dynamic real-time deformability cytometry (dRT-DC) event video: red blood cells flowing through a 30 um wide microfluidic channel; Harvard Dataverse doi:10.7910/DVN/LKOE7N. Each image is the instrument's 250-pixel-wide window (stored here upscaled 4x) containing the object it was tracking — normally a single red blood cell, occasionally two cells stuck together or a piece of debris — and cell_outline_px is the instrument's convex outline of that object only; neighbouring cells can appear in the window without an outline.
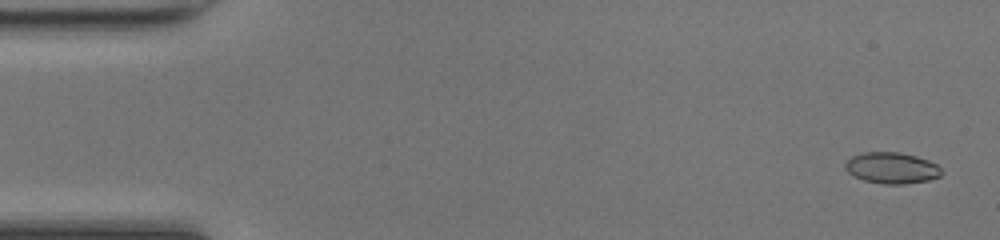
{"species": "common noctule bat (a hibernating species)", "species_latin": "Nyctalus noctula", "temperature_condition": "room temperature", "stored_images_in_passage": 48, "camera_frame_rate_fps": 3000, "um_per_image_px": 0.085, "animal": {"sex": "female", "body_mass_g": 17.0, "forearm_length_mm": 48.0}, "frame": {"image": 1, "passage_image": 2, "time_ms": 0.333, "image_size_px": [1000, 240], "cell_outline_px": [[944, 172], [940, 176], [928, 180], [904, 184], [884, 184], [864, 180], [848, 172], [844, 168], [844, 164], [852, 156], [860, 152], [900, 152], [916, 156], [928, 160], [936, 164]], "centroid_in_image_um": [75.8, 14.27], "position_along_channel_um": 9.2, "area_um2": 17.51}}
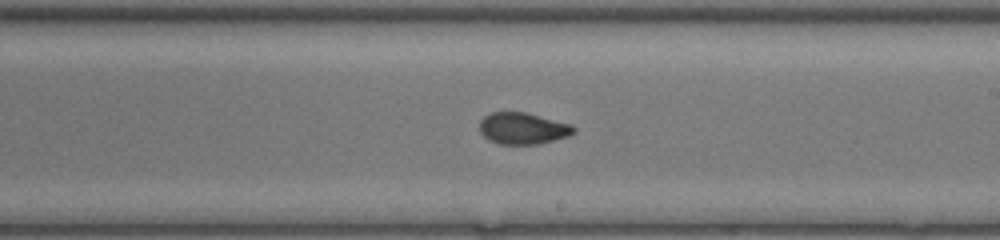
{"frame": {"image": 2, "passage_image": 28, "time_ms": 9.0, "image_size_px": [1000, 240], "cell_outline_px": [[576, 132], [568, 136], [536, 144], [500, 144], [488, 140], [480, 132], [480, 120], [484, 116], [492, 112], [528, 112], [572, 124], [576, 128]], "centroid_in_image_um": [44.45, 10.9], "position_along_channel_um": 244.5, "area_um2": 17.46}}
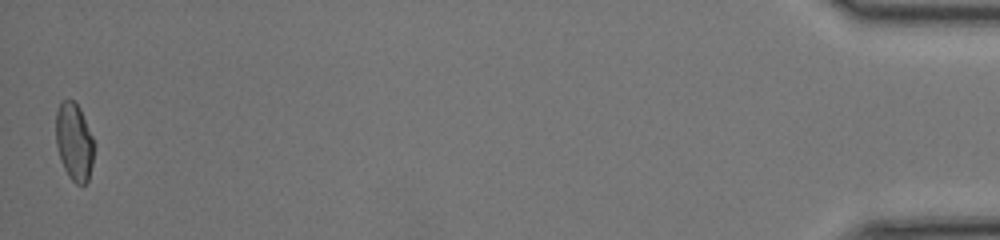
{"frame": {"image": 3, "passage_image": 48, "time_ms": 15.667, "image_size_px": [1000, 240], "cell_outline_px": [[92, 164], [88, 180], [84, 184], [76, 184], [68, 176], [60, 160], [56, 144], [56, 112], [60, 100], [72, 100], [80, 108], [92, 136]], "centroid_in_image_um": [6.27, 12.04], "position_along_channel_um": 428.9, "area_um2": 17.05}, "authors_computed_cell_mechanics": {"area_um2": 17.5712, "velocity_mm_per_s": 4.3162, "shape_relaxation_time_tau1_ms": null, "shape_relaxation_time_tau2_ms": 1.0174, "deformation_change_tau1": null, "deformation_change_tau2": 0.0511}}